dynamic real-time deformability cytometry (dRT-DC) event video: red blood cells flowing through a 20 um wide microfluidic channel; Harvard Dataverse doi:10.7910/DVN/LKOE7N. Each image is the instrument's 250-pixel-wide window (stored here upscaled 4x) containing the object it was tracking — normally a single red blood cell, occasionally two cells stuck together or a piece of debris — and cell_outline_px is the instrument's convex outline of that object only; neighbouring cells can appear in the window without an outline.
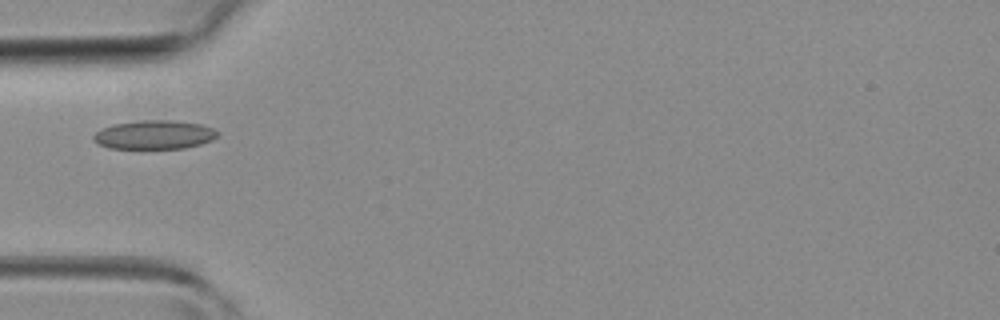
{"species": "common noctule bat (a hibernating species)", "species_latin": "Nyctalus noctula", "temperature_condition": "room temperature", "stored_images_in_passage": 32, "camera_frame_rate_fps": 3000, "um_per_image_px": 0.085, "animal": {"sex": "female", "body_mass_g": 19.3, "forearm_length_mm": 54.1}, "frame": {"image": 1, "passage_image": 1, "time_ms": 0.0, "image_size_px": [1000, 320], "cell_outline_px": [[220, 132], [212, 140], [200, 144], [184, 148], [108, 148], [92, 140], [92, 136], [96, 132], [112, 124], [144, 120], [172, 120], [200, 124], [212, 128]], "centroid_in_image_um": [13.11, 11.45], "position_along_channel_um": 71.9, "area_um2": 20.69}}
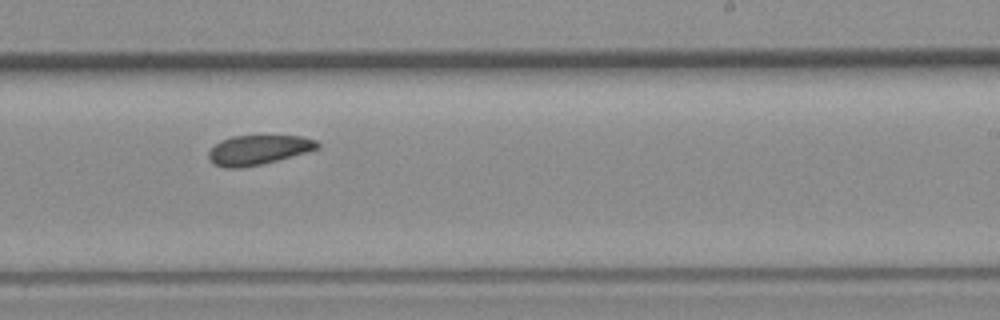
{"frame": {"image": 2, "passage_image": 14, "time_ms": 4.333, "image_size_px": [1000, 320], "cell_outline_px": [[320, 148], [308, 152], [260, 164], [240, 168], [224, 168], [212, 164], [208, 160], [208, 152], [220, 140], [232, 136], [300, 136], [316, 140], [320, 144]], "centroid_in_image_um": [21.93, 12.74], "position_along_channel_um": 267.1, "area_um2": 18.79}}
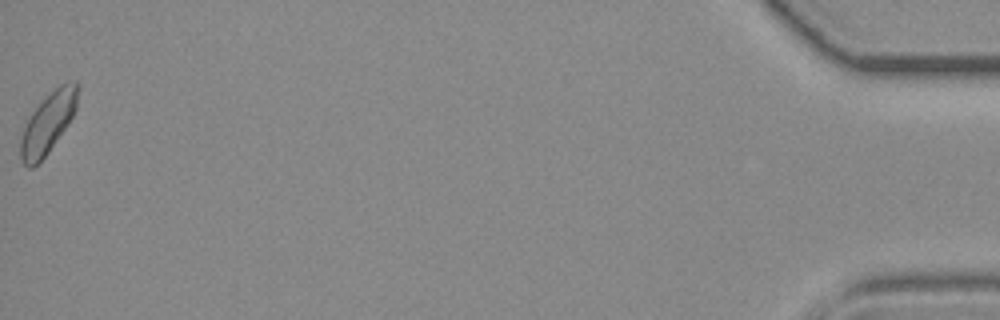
{"frame": {"image": 3, "passage_image": 32, "time_ms": 10.333, "image_size_px": [1000, 320], "cell_outline_px": [[80, 84], [76, 108], [68, 124], [48, 152], [32, 168], [28, 168], [24, 164], [20, 156], [20, 140], [24, 128], [32, 112], [44, 96], [60, 84], [72, 80], [76, 80]], "centroid_in_image_um": [4.1, 10.39], "position_along_channel_um": 431.1, "area_um2": 20.17}}